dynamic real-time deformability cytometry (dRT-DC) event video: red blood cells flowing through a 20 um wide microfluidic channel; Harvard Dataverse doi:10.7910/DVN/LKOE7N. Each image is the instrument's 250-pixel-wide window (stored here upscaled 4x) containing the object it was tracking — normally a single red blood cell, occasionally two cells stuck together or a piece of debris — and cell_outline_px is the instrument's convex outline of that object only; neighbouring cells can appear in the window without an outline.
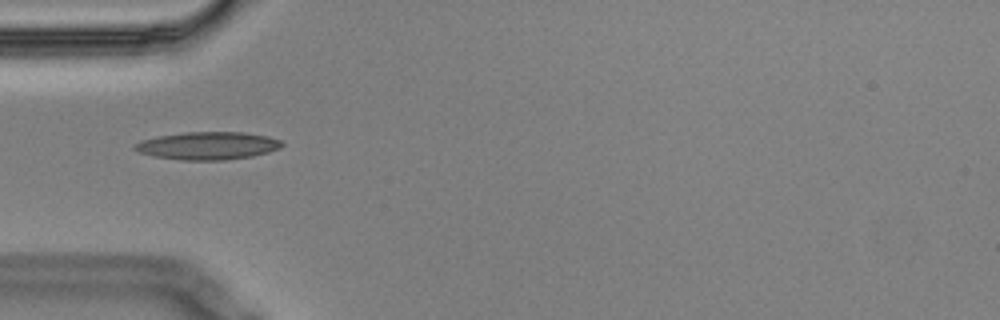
{"species": "Egyptian fruit bat (a non-hibernating species)", "species_latin": "Rousettus aegyptiacus", "temperature_condition": "cold", "stored_images_in_passage": 11, "camera_frame_rate_fps": 3000, "um_per_image_px": 0.085, "animal": {"sex": "male"}, "frame": {"image": 1, "passage_image": 1, "time_ms": 0.0, "image_size_px": [1000, 320], "cell_outline_px": [[284, 144], [280, 148], [268, 152], [252, 156], [224, 160], [180, 160], [156, 156], [140, 152], [132, 148], [140, 140], [156, 136], [184, 132], [244, 132], [268, 136], [280, 140]], "centroid_in_image_um": [17.67, 12.38], "position_along_channel_um": 67.3, "area_um2": 23.81}}
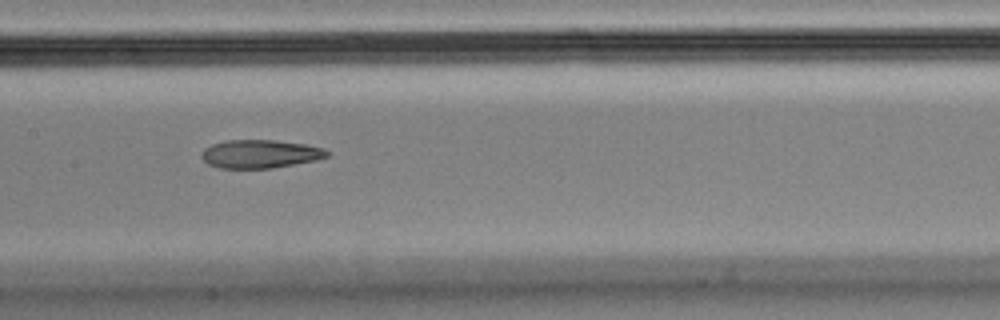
{"frame": {"image": 2, "passage_image": 4, "time_ms": 1.0, "image_size_px": [1000, 320], "cell_outline_px": [[332, 152], [328, 156], [316, 160], [272, 168], [220, 168], [208, 164], [200, 156], [200, 152], [204, 148], [212, 144], [228, 140], [276, 140], [304, 144], [324, 148]], "centroid_in_image_um": [22.11, 13.08], "position_along_channel_um": 185.3, "area_um2": 20.81}}
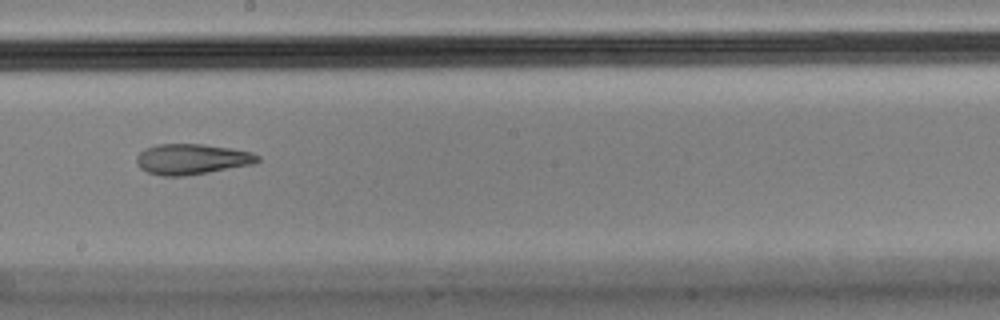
{"frame": {"image": 3, "passage_image": 5, "time_ms": 1.333, "image_size_px": [1000, 320], "cell_outline_px": [[260, 160], [252, 164], [208, 172], [184, 176], [164, 176], [148, 172], [140, 168], [136, 164], [136, 156], [144, 148], [156, 144], [204, 144], [232, 148], [252, 152], [260, 156]], "centroid_in_image_um": [16.28, 13.51], "position_along_channel_um": 231.9, "area_um2": 21.62}}